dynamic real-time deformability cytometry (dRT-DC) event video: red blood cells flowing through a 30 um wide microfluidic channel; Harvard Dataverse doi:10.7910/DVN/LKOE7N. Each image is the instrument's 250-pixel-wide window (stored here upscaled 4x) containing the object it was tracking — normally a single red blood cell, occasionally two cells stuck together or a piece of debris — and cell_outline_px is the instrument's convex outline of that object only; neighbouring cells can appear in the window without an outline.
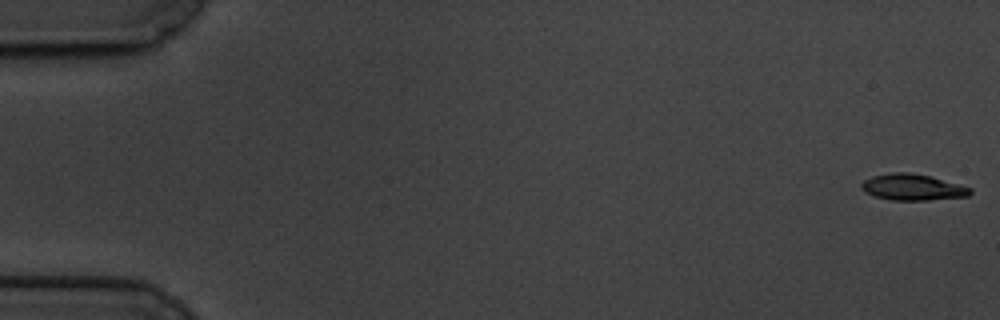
{"species": "common noctule bat (a hibernating species)", "species_latin": "Nyctalus noctula", "temperature_condition": "cold", "stored_images_in_passage": 60, "camera_frame_rate_fps": 3000, "um_per_image_px": 0.085, "animal": {"sex": "male", "body_mass_g": 19.5, "forearm_length_mm": 54.6}, "frame": {"image": 1, "passage_image": 1, "time_ms": 0.0, "image_size_px": [1000, 320], "cell_outline_px": [[972, 192], [968, 196], [928, 200], [892, 200], [876, 196], [864, 192], [860, 188], [860, 184], [864, 180], [872, 176], [892, 172], [908, 172], [932, 176], [960, 184], [972, 188]], "centroid_in_image_um": [77.57, 15.9], "position_along_channel_um": 7.4, "area_um2": 16.76}}
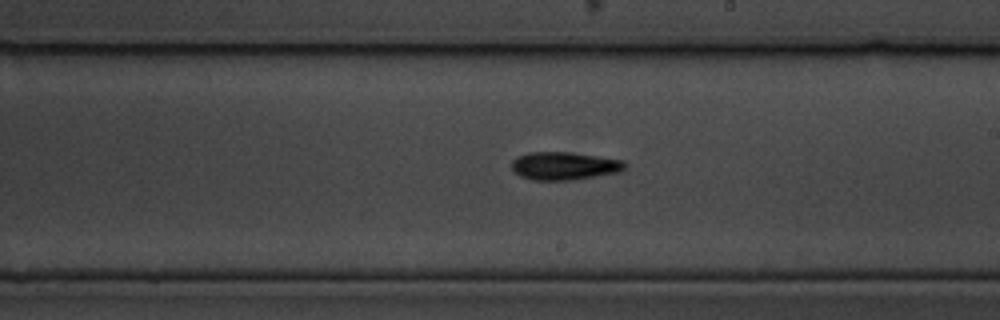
{"frame": {"image": 2, "passage_image": 35, "time_ms": 11.333, "image_size_px": [1000, 320], "cell_outline_px": [[628, 164], [620, 172], [572, 180], [532, 180], [520, 176], [512, 168], [512, 160], [516, 156], [528, 152], [572, 152], [624, 160]], "centroid_in_image_um": [47.97, 14.09], "position_along_channel_um": 241.0, "area_um2": 18.61}}
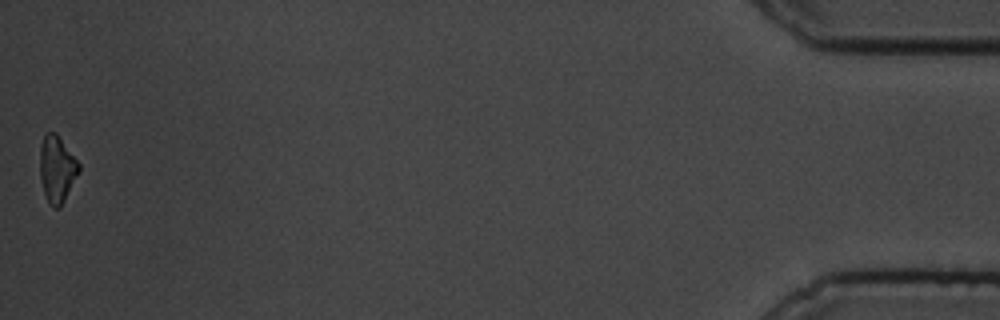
{"frame": {"image": 3, "passage_image": 60, "time_ms": 19.667, "image_size_px": [1000, 320], "cell_outline_px": [[80, 172], [60, 208], [52, 208], [44, 192], [40, 176], [40, 148], [44, 136], [48, 132], [56, 132], [80, 164]], "centroid_in_image_um": [4.86, 14.38], "position_along_channel_um": 430.3, "area_um2": 15.09}, "authors_computed_cell_mechanics": {"area_um2": 17.0221, "velocity_mm_per_s": 3.3685, "shape_relaxation_time_tau1_ms": 3.0949, "shape_relaxation_time_tau2_ms": null, "deformation_change_tau1": 0.1049, "deformation_change_tau2": null}}